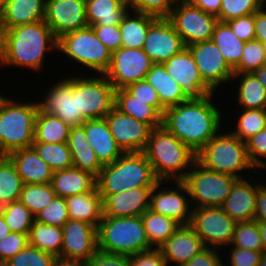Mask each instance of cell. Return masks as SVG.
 Masks as SVG:
<instances>
[{
	"label": "cell",
	"mask_w": 266,
	"mask_h": 266,
	"mask_svg": "<svg viewBox=\"0 0 266 266\" xmlns=\"http://www.w3.org/2000/svg\"><path fill=\"white\" fill-rule=\"evenodd\" d=\"M261 9V0H222L218 21L229 20L254 14Z\"/></svg>",
	"instance_id": "obj_47"
},
{
	"label": "cell",
	"mask_w": 266,
	"mask_h": 266,
	"mask_svg": "<svg viewBox=\"0 0 266 266\" xmlns=\"http://www.w3.org/2000/svg\"><path fill=\"white\" fill-rule=\"evenodd\" d=\"M55 256L29 244L8 261V266H53Z\"/></svg>",
	"instance_id": "obj_49"
},
{
	"label": "cell",
	"mask_w": 266,
	"mask_h": 266,
	"mask_svg": "<svg viewBox=\"0 0 266 266\" xmlns=\"http://www.w3.org/2000/svg\"><path fill=\"white\" fill-rule=\"evenodd\" d=\"M45 7L46 0H9L2 10L4 29L44 20Z\"/></svg>",
	"instance_id": "obj_30"
},
{
	"label": "cell",
	"mask_w": 266,
	"mask_h": 266,
	"mask_svg": "<svg viewBox=\"0 0 266 266\" xmlns=\"http://www.w3.org/2000/svg\"><path fill=\"white\" fill-rule=\"evenodd\" d=\"M67 144L72 155L73 167L97 177L104 165L97 158L81 125L70 128Z\"/></svg>",
	"instance_id": "obj_27"
},
{
	"label": "cell",
	"mask_w": 266,
	"mask_h": 266,
	"mask_svg": "<svg viewBox=\"0 0 266 266\" xmlns=\"http://www.w3.org/2000/svg\"><path fill=\"white\" fill-rule=\"evenodd\" d=\"M229 266H257L263 254L262 251H253L230 246ZM228 266V265H224Z\"/></svg>",
	"instance_id": "obj_56"
},
{
	"label": "cell",
	"mask_w": 266,
	"mask_h": 266,
	"mask_svg": "<svg viewBox=\"0 0 266 266\" xmlns=\"http://www.w3.org/2000/svg\"><path fill=\"white\" fill-rule=\"evenodd\" d=\"M145 80L155 88L165 108L178 105L190 98L166 71L163 64H153Z\"/></svg>",
	"instance_id": "obj_31"
},
{
	"label": "cell",
	"mask_w": 266,
	"mask_h": 266,
	"mask_svg": "<svg viewBox=\"0 0 266 266\" xmlns=\"http://www.w3.org/2000/svg\"><path fill=\"white\" fill-rule=\"evenodd\" d=\"M69 219L65 198L57 195L46 208L35 215V221L61 228Z\"/></svg>",
	"instance_id": "obj_48"
},
{
	"label": "cell",
	"mask_w": 266,
	"mask_h": 266,
	"mask_svg": "<svg viewBox=\"0 0 266 266\" xmlns=\"http://www.w3.org/2000/svg\"><path fill=\"white\" fill-rule=\"evenodd\" d=\"M186 48L182 38L167 18H158L147 32L143 51L153 64H163Z\"/></svg>",
	"instance_id": "obj_19"
},
{
	"label": "cell",
	"mask_w": 266,
	"mask_h": 266,
	"mask_svg": "<svg viewBox=\"0 0 266 266\" xmlns=\"http://www.w3.org/2000/svg\"><path fill=\"white\" fill-rule=\"evenodd\" d=\"M125 89L138 100L144 101L146 104L154 107L163 116L166 108L161 104L155 88L146 80L132 83Z\"/></svg>",
	"instance_id": "obj_52"
},
{
	"label": "cell",
	"mask_w": 266,
	"mask_h": 266,
	"mask_svg": "<svg viewBox=\"0 0 266 266\" xmlns=\"http://www.w3.org/2000/svg\"><path fill=\"white\" fill-rule=\"evenodd\" d=\"M254 220L266 222V184L265 183L257 190Z\"/></svg>",
	"instance_id": "obj_60"
},
{
	"label": "cell",
	"mask_w": 266,
	"mask_h": 266,
	"mask_svg": "<svg viewBox=\"0 0 266 266\" xmlns=\"http://www.w3.org/2000/svg\"><path fill=\"white\" fill-rule=\"evenodd\" d=\"M51 185L57 196L66 198L92 191L96 187V177L90 172L71 167L55 171Z\"/></svg>",
	"instance_id": "obj_28"
},
{
	"label": "cell",
	"mask_w": 266,
	"mask_h": 266,
	"mask_svg": "<svg viewBox=\"0 0 266 266\" xmlns=\"http://www.w3.org/2000/svg\"><path fill=\"white\" fill-rule=\"evenodd\" d=\"M97 38L111 51L121 48L122 39L119 25H92Z\"/></svg>",
	"instance_id": "obj_54"
},
{
	"label": "cell",
	"mask_w": 266,
	"mask_h": 266,
	"mask_svg": "<svg viewBox=\"0 0 266 266\" xmlns=\"http://www.w3.org/2000/svg\"><path fill=\"white\" fill-rule=\"evenodd\" d=\"M62 241L63 230L61 227L46 225L37 221H34L28 234L30 246L55 257L61 256Z\"/></svg>",
	"instance_id": "obj_36"
},
{
	"label": "cell",
	"mask_w": 266,
	"mask_h": 266,
	"mask_svg": "<svg viewBox=\"0 0 266 266\" xmlns=\"http://www.w3.org/2000/svg\"><path fill=\"white\" fill-rule=\"evenodd\" d=\"M203 81L215 92L220 84L232 81L234 71L213 40L188 46Z\"/></svg>",
	"instance_id": "obj_16"
},
{
	"label": "cell",
	"mask_w": 266,
	"mask_h": 266,
	"mask_svg": "<svg viewBox=\"0 0 266 266\" xmlns=\"http://www.w3.org/2000/svg\"><path fill=\"white\" fill-rule=\"evenodd\" d=\"M237 118V126L230 132L243 142L266 128L265 109H242Z\"/></svg>",
	"instance_id": "obj_43"
},
{
	"label": "cell",
	"mask_w": 266,
	"mask_h": 266,
	"mask_svg": "<svg viewBox=\"0 0 266 266\" xmlns=\"http://www.w3.org/2000/svg\"><path fill=\"white\" fill-rule=\"evenodd\" d=\"M88 26L119 25L131 10L124 0H85Z\"/></svg>",
	"instance_id": "obj_32"
},
{
	"label": "cell",
	"mask_w": 266,
	"mask_h": 266,
	"mask_svg": "<svg viewBox=\"0 0 266 266\" xmlns=\"http://www.w3.org/2000/svg\"><path fill=\"white\" fill-rule=\"evenodd\" d=\"M167 19L180 35L186 47L212 40L218 19L192 5L188 0H177Z\"/></svg>",
	"instance_id": "obj_10"
},
{
	"label": "cell",
	"mask_w": 266,
	"mask_h": 266,
	"mask_svg": "<svg viewBox=\"0 0 266 266\" xmlns=\"http://www.w3.org/2000/svg\"><path fill=\"white\" fill-rule=\"evenodd\" d=\"M257 266H266V254H262L260 261Z\"/></svg>",
	"instance_id": "obj_68"
},
{
	"label": "cell",
	"mask_w": 266,
	"mask_h": 266,
	"mask_svg": "<svg viewBox=\"0 0 266 266\" xmlns=\"http://www.w3.org/2000/svg\"><path fill=\"white\" fill-rule=\"evenodd\" d=\"M1 213L11 232L29 234L35 216L20 200L6 204Z\"/></svg>",
	"instance_id": "obj_44"
},
{
	"label": "cell",
	"mask_w": 266,
	"mask_h": 266,
	"mask_svg": "<svg viewBox=\"0 0 266 266\" xmlns=\"http://www.w3.org/2000/svg\"><path fill=\"white\" fill-rule=\"evenodd\" d=\"M77 76L78 113L87 119H102L114 108L115 88L104 74Z\"/></svg>",
	"instance_id": "obj_11"
},
{
	"label": "cell",
	"mask_w": 266,
	"mask_h": 266,
	"mask_svg": "<svg viewBox=\"0 0 266 266\" xmlns=\"http://www.w3.org/2000/svg\"><path fill=\"white\" fill-rule=\"evenodd\" d=\"M263 244V253L266 254V222L256 221Z\"/></svg>",
	"instance_id": "obj_65"
},
{
	"label": "cell",
	"mask_w": 266,
	"mask_h": 266,
	"mask_svg": "<svg viewBox=\"0 0 266 266\" xmlns=\"http://www.w3.org/2000/svg\"><path fill=\"white\" fill-rule=\"evenodd\" d=\"M23 185L15 165L7 156H0V200L3 204L18 201Z\"/></svg>",
	"instance_id": "obj_40"
},
{
	"label": "cell",
	"mask_w": 266,
	"mask_h": 266,
	"mask_svg": "<svg viewBox=\"0 0 266 266\" xmlns=\"http://www.w3.org/2000/svg\"><path fill=\"white\" fill-rule=\"evenodd\" d=\"M8 2L9 0H0V9L3 10Z\"/></svg>",
	"instance_id": "obj_69"
},
{
	"label": "cell",
	"mask_w": 266,
	"mask_h": 266,
	"mask_svg": "<svg viewBox=\"0 0 266 266\" xmlns=\"http://www.w3.org/2000/svg\"><path fill=\"white\" fill-rule=\"evenodd\" d=\"M98 251L132 256L152 249L141 216H103L97 227Z\"/></svg>",
	"instance_id": "obj_6"
},
{
	"label": "cell",
	"mask_w": 266,
	"mask_h": 266,
	"mask_svg": "<svg viewBox=\"0 0 266 266\" xmlns=\"http://www.w3.org/2000/svg\"><path fill=\"white\" fill-rule=\"evenodd\" d=\"M38 156L55 171L73 167L72 155L66 143L33 142Z\"/></svg>",
	"instance_id": "obj_41"
},
{
	"label": "cell",
	"mask_w": 266,
	"mask_h": 266,
	"mask_svg": "<svg viewBox=\"0 0 266 266\" xmlns=\"http://www.w3.org/2000/svg\"><path fill=\"white\" fill-rule=\"evenodd\" d=\"M124 1L130 3L132 0H124Z\"/></svg>",
	"instance_id": "obj_73"
},
{
	"label": "cell",
	"mask_w": 266,
	"mask_h": 266,
	"mask_svg": "<svg viewBox=\"0 0 266 266\" xmlns=\"http://www.w3.org/2000/svg\"><path fill=\"white\" fill-rule=\"evenodd\" d=\"M233 33L242 41L255 40V13L226 22Z\"/></svg>",
	"instance_id": "obj_55"
},
{
	"label": "cell",
	"mask_w": 266,
	"mask_h": 266,
	"mask_svg": "<svg viewBox=\"0 0 266 266\" xmlns=\"http://www.w3.org/2000/svg\"><path fill=\"white\" fill-rule=\"evenodd\" d=\"M57 51L96 74H104L111 64L112 52L97 38L91 26L62 35L58 38Z\"/></svg>",
	"instance_id": "obj_8"
},
{
	"label": "cell",
	"mask_w": 266,
	"mask_h": 266,
	"mask_svg": "<svg viewBox=\"0 0 266 266\" xmlns=\"http://www.w3.org/2000/svg\"><path fill=\"white\" fill-rule=\"evenodd\" d=\"M196 161L205 169L238 179H244L243 172L248 169H254L253 173L256 172L248 158L245 142L231 132H218L196 153Z\"/></svg>",
	"instance_id": "obj_7"
},
{
	"label": "cell",
	"mask_w": 266,
	"mask_h": 266,
	"mask_svg": "<svg viewBox=\"0 0 266 266\" xmlns=\"http://www.w3.org/2000/svg\"><path fill=\"white\" fill-rule=\"evenodd\" d=\"M7 157L15 165L23 184L51 183L54 171L38 156L33 147L16 150Z\"/></svg>",
	"instance_id": "obj_26"
},
{
	"label": "cell",
	"mask_w": 266,
	"mask_h": 266,
	"mask_svg": "<svg viewBox=\"0 0 266 266\" xmlns=\"http://www.w3.org/2000/svg\"><path fill=\"white\" fill-rule=\"evenodd\" d=\"M44 21L58 39L88 26L85 0H46Z\"/></svg>",
	"instance_id": "obj_18"
},
{
	"label": "cell",
	"mask_w": 266,
	"mask_h": 266,
	"mask_svg": "<svg viewBox=\"0 0 266 266\" xmlns=\"http://www.w3.org/2000/svg\"><path fill=\"white\" fill-rule=\"evenodd\" d=\"M53 266H87V260L57 256Z\"/></svg>",
	"instance_id": "obj_63"
},
{
	"label": "cell",
	"mask_w": 266,
	"mask_h": 266,
	"mask_svg": "<svg viewBox=\"0 0 266 266\" xmlns=\"http://www.w3.org/2000/svg\"><path fill=\"white\" fill-rule=\"evenodd\" d=\"M156 178L143 152L124 153L113 163L104 165L96 177L99 194H115L138 187H154Z\"/></svg>",
	"instance_id": "obj_5"
},
{
	"label": "cell",
	"mask_w": 266,
	"mask_h": 266,
	"mask_svg": "<svg viewBox=\"0 0 266 266\" xmlns=\"http://www.w3.org/2000/svg\"><path fill=\"white\" fill-rule=\"evenodd\" d=\"M164 182L167 183V181H158L151 190L149 209L175 220L181 226L189 225L192 206L186 185L183 181H172L175 183L174 188L164 187L162 189Z\"/></svg>",
	"instance_id": "obj_15"
},
{
	"label": "cell",
	"mask_w": 266,
	"mask_h": 266,
	"mask_svg": "<svg viewBox=\"0 0 266 266\" xmlns=\"http://www.w3.org/2000/svg\"><path fill=\"white\" fill-rule=\"evenodd\" d=\"M87 266H130V264L128 256L108 254L98 251L87 261Z\"/></svg>",
	"instance_id": "obj_59"
},
{
	"label": "cell",
	"mask_w": 266,
	"mask_h": 266,
	"mask_svg": "<svg viewBox=\"0 0 266 266\" xmlns=\"http://www.w3.org/2000/svg\"><path fill=\"white\" fill-rule=\"evenodd\" d=\"M38 103V108L49 115L58 117L70 127L80 126L87 119L78 113L77 77L61 78L49 88Z\"/></svg>",
	"instance_id": "obj_13"
},
{
	"label": "cell",
	"mask_w": 266,
	"mask_h": 266,
	"mask_svg": "<svg viewBox=\"0 0 266 266\" xmlns=\"http://www.w3.org/2000/svg\"><path fill=\"white\" fill-rule=\"evenodd\" d=\"M213 94L190 97L166 108L162 126L195 153L199 152L221 129L220 109L213 103ZM221 126V127H220Z\"/></svg>",
	"instance_id": "obj_1"
},
{
	"label": "cell",
	"mask_w": 266,
	"mask_h": 266,
	"mask_svg": "<svg viewBox=\"0 0 266 266\" xmlns=\"http://www.w3.org/2000/svg\"><path fill=\"white\" fill-rule=\"evenodd\" d=\"M152 189L153 187H138L115 194H100L103 216L113 218L141 216L149 209Z\"/></svg>",
	"instance_id": "obj_22"
},
{
	"label": "cell",
	"mask_w": 266,
	"mask_h": 266,
	"mask_svg": "<svg viewBox=\"0 0 266 266\" xmlns=\"http://www.w3.org/2000/svg\"><path fill=\"white\" fill-rule=\"evenodd\" d=\"M238 180L234 176L205 169L196 161L182 181L188 189L192 208H200L221 207Z\"/></svg>",
	"instance_id": "obj_9"
},
{
	"label": "cell",
	"mask_w": 266,
	"mask_h": 266,
	"mask_svg": "<svg viewBox=\"0 0 266 266\" xmlns=\"http://www.w3.org/2000/svg\"><path fill=\"white\" fill-rule=\"evenodd\" d=\"M177 0H132L130 9L144 14H150L157 18H167Z\"/></svg>",
	"instance_id": "obj_50"
},
{
	"label": "cell",
	"mask_w": 266,
	"mask_h": 266,
	"mask_svg": "<svg viewBox=\"0 0 266 266\" xmlns=\"http://www.w3.org/2000/svg\"><path fill=\"white\" fill-rule=\"evenodd\" d=\"M218 251L220 250L206 247L183 266H223L224 259H222V256L220 257Z\"/></svg>",
	"instance_id": "obj_58"
},
{
	"label": "cell",
	"mask_w": 266,
	"mask_h": 266,
	"mask_svg": "<svg viewBox=\"0 0 266 266\" xmlns=\"http://www.w3.org/2000/svg\"><path fill=\"white\" fill-rule=\"evenodd\" d=\"M56 196L51 183L48 184H24L20 201L35 216L41 210L46 208Z\"/></svg>",
	"instance_id": "obj_42"
},
{
	"label": "cell",
	"mask_w": 266,
	"mask_h": 266,
	"mask_svg": "<svg viewBox=\"0 0 266 266\" xmlns=\"http://www.w3.org/2000/svg\"><path fill=\"white\" fill-rule=\"evenodd\" d=\"M58 39L42 20L4 29L0 39V66L40 71L49 50L57 51ZM47 52V53H46Z\"/></svg>",
	"instance_id": "obj_2"
},
{
	"label": "cell",
	"mask_w": 266,
	"mask_h": 266,
	"mask_svg": "<svg viewBox=\"0 0 266 266\" xmlns=\"http://www.w3.org/2000/svg\"><path fill=\"white\" fill-rule=\"evenodd\" d=\"M245 144L247 155L252 166L257 171L259 169L264 170L266 168V162L264 161L266 159V128L247 139Z\"/></svg>",
	"instance_id": "obj_51"
},
{
	"label": "cell",
	"mask_w": 266,
	"mask_h": 266,
	"mask_svg": "<svg viewBox=\"0 0 266 266\" xmlns=\"http://www.w3.org/2000/svg\"><path fill=\"white\" fill-rule=\"evenodd\" d=\"M255 39L266 46V11L255 12Z\"/></svg>",
	"instance_id": "obj_61"
},
{
	"label": "cell",
	"mask_w": 266,
	"mask_h": 266,
	"mask_svg": "<svg viewBox=\"0 0 266 266\" xmlns=\"http://www.w3.org/2000/svg\"><path fill=\"white\" fill-rule=\"evenodd\" d=\"M143 153L159 181H182L196 162V153L162 125L151 130Z\"/></svg>",
	"instance_id": "obj_3"
},
{
	"label": "cell",
	"mask_w": 266,
	"mask_h": 266,
	"mask_svg": "<svg viewBox=\"0 0 266 266\" xmlns=\"http://www.w3.org/2000/svg\"><path fill=\"white\" fill-rule=\"evenodd\" d=\"M70 128L58 117L39 110L35 121L34 142L66 143Z\"/></svg>",
	"instance_id": "obj_37"
},
{
	"label": "cell",
	"mask_w": 266,
	"mask_h": 266,
	"mask_svg": "<svg viewBox=\"0 0 266 266\" xmlns=\"http://www.w3.org/2000/svg\"><path fill=\"white\" fill-rule=\"evenodd\" d=\"M61 256L90 260L98 252L97 228L89 223L69 219L62 227Z\"/></svg>",
	"instance_id": "obj_20"
},
{
	"label": "cell",
	"mask_w": 266,
	"mask_h": 266,
	"mask_svg": "<svg viewBox=\"0 0 266 266\" xmlns=\"http://www.w3.org/2000/svg\"><path fill=\"white\" fill-rule=\"evenodd\" d=\"M3 32H4L3 14H2V10L0 9V39L2 38Z\"/></svg>",
	"instance_id": "obj_67"
},
{
	"label": "cell",
	"mask_w": 266,
	"mask_h": 266,
	"mask_svg": "<svg viewBox=\"0 0 266 266\" xmlns=\"http://www.w3.org/2000/svg\"><path fill=\"white\" fill-rule=\"evenodd\" d=\"M252 74L258 79L259 82H261L266 91V65H263L257 70L253 71Z\"/></svg>",
	"instance_id": "obj_64"
},
{
	"label": "cell",
	"mask_w": 266,
	"mask_h": 266,
	"mask_svg": "<svg viewBox=\"0 0 266 266\" xmlns=\"http://www.w3.org/2000/svg\"><path fill=\"white\" fill-rule=\"evenodd\" d=\"M131 11L126 13L119 24L122 39L121 47L142 49L149 27L158 18L150 14Z\"/></svg>",
	"instance_id": "obj_33"
},
{
	"label": "cell",
	"mask_w": 266,
	"mask_h": 266,
	"mask_svg": "<svg viewBox=\"0 0 266 266\" xmlns=\"http://www.w3.org/2000/svg\"><path fill=\"white\" fill-rule=\"evenodd\" d=\"M130 266H168L158 248L129 256Z\"/></svg>",
	"instance_id": "obj_57"
},
{
	"label": "cell",
	"mask_w": 266,
	"mask_h": 266,
	"mask_svg": "<svg viewBox=\"0 0 266 266\" xmlns=\"http://www.w3.org/2000/svg\"><path fill=\"white\" fill-rule=\"evenodd\" d=\"M10 233V227L6 224L2 213H0V240L6 238Z\"/></svg>",
	"instance_id": "obj_66"
},
{
	"label": "cell",
	"mask_w": 266,
	"mask_h": 266,
	"mask_svg": "<svg viewBox=\"0 0 266 266\" xmlns=\"http://www.w3.org/2000/svg\"><path fill=\"white\" fill-rule=\"evenodd\" d=\"M110 132L124 153L143 152L152 128L115 107L106 115Z\"/></svg>",
	"instance_id": "obj_17"
},
{
	"label": "cell",
	"mask_w": 266,
	"mask_h": 266,
	"mask_svg": "<svg viewBox=\"0 0 266 266\" xmlns=\"http://www.w3.org/2000/svg\"><path fill=\"white\" fill-rule=\"evenodd\" d=\"M28 245V235L11 232L0 240V261H8Z\"/></svg>",
	"instance_id": "obj_53"
},
{
	"label": "cell",
	"mask_w": 266,
	"mask_h": 266,
	"mask_svg": "<svg viewBox=\"0 0 266 266\" xmlns=\"http://www.w3.org/2000/svg\"><path fill=\"white\" fill-rule=\"evenodd\" d=\"M266 65V46L259 40L245 43L239 64L233 69L234 73H252Z\"/></svg>",
	"instance_id": "obj_45"
},
{
	"label": "cell",
	"mask_w": 266,
	"mask_h": 266,
	"mask_svg": "<svg viewBox=\"0 0 266 266\" xmlns=\"http://www.w3.org/2000/svg\"><path fill=\"white\" fill-rule=\"evenodd\" d=\"M141 218L148 241L153 248H159L181 226L175 220L150 209H147Z\"/></svg>",
	"instance_id": "obj_38"
},
{
	"label": "cell",
	"mask_w": 266,
	"mask_h": 266,
	"mask_svg": "<svg viewBox=\"0 0 266 266\" xmlns=\"http://www.w3.org/2000/svg\"><path fill=\"white\" fill-rule=\"evenodd\" d=\"M89 144L103 164L116 161L124 154L112 136L105 118L86 120L82 125Z\"/></svg>",
	"instance_id": "obj_25"
},
{
	"label": "cell",
	"mask_w": 266,
	"mask_h": 266,
	"mask_svg": "<svg viewBox=\"0 0 266 266\" xmlns=\"http://www.w3.org/2000/svg\"><path fill=\"white\" fill-rule=\"evenodd\" d=\"M265 2H266V0H261V9L264 11H266V9H265L266 5H264V4H266Z\"/></svg>",
	"instance_id": "obj_70"
},
{
	"label": "cell",
	"mask_w": 266,
	"mask_h": 266,
	"mask_svg": "<svg viewBox=\"0 0 266 266\" xmlns=\"http://www.w3.org/2000/svg\"><path fill=\"white\" fill-rule=\"evenodd\" d=\"M38 103L0 96V156L32 147Z\"/></svg>",
	"instance_id": "obj_4"
},
{
	"label": "cell",
	"mask_w": 266,
	"mask_h": 266,
	"mask_svg": "<svg viewBox=\"0 0 266 266\" xmlns=\"http://www.w3.org/2000/svg\"><path fill=\"white\" fill-rule=\"evenodd\" d=\"M205 248L200 237L187 225L180 226L158 249L168 266L172 263H176V266H183Z\"/></svg>",
	"instance_id": "obj_24"
},
{
	"label": "cell",
	"mask_w": 266,
	"mask_h": 266,
	"mask_svg": "<svg viewBox=\"0 0 266 266\" xmlns=\"http://www.w3.org/2000/svg\"><path fill=\"white\" fill-rule=\"evenodd\" d=\"M229 246L263 252V244L256 221L238 222Z\"/></svg>",
	"instance_id": "obj_46"
},
{
	"label": "cell",
	"mask_w": 266,
	"mask_h": 266,
	"mask_svg": "<svg viewBox=\"0 0 266 266\" xmlns=\"http://www.w3.org/2000/svg\"><path fill=\"white\" fill-rule=\"evenodd\" d=\"M152 65L153 62L143 49L121 47L112 52L110 67L104 75L118 90L145 80Z\"/></svg>",
	"instance_id": "obj_14"
},
{
	"label": "cell",
	"mask_w": 266,
	"mask_h": 266,
	"mask_svg": "<svg viewBox=\"0 0 266 266\" xmlns=\"http://www.w3.org/2000/svg\"><path fill=\"white\" fill-rule=\"evenodd\" d=\"M239 79L237 101L241 109H265L266 91L261 82L252 73H234L232 81Z\"/></svg>",
	"instance_id": "obj_35"
},
{
	"label": "cell",
	"mask_w": 266,
	"mask_h": 266,
	"mask_svg": "<svg viewBox=\"0 0 266 266\" xmlns=\"http://www.w3.org/2000/svg\"><path fill=\"white\" fill-rule=\"evenodd\" d=\"M236 225L237 222L220 207L192 208L189 226L206 247L217 249L228 247Z\"/></svg>",
	"instance_id": "obj_12"
},
{
	"label": "cell",
	"mask_w": 266,
	"mask_h": 266,
	"mask_svg": "<svg viewBox=\"0 0 266 266\" xmlns=\"http://www.w3.org/2000/svg\"><path fill=\"white\" fill-rule=\"evenodd\" d=\"M114 107L136 120L148 124L152 129L162 125V115L154 107L131 95L125 88L115 90Z\"/></svg>",
	"instance_id": "obj_34"
},
{
	"label": "cell",
	"mask_w": 266,
	"mask_h": 266,
	"mask_svg": "<svg viewBox=\"0 0 266 266\" xmlns=\"http://www.w3.org/2000/svg\"><path fill=\"white\" fill-rule=\"evenodd\" d=\"M4 206H5V205H4L3 202L0 200V213L2 212Z\"/></svg>",
	"instance_id": "obj_71"
},
{
	"label": "cell",
	"mask_w": 266,
	"mask_h": 266,
	"mask_svg": "<svg viewBox=\"0 0 266 266\" xmlns=\"http://www.w3.org/2000/svg\"><path fill=\"white\" fill-rule=\"evenodd\" d=\"M212 40L228 65L234 69L239 64L246 42L240 40L226 22L220 21L215 25Z\"/></svg>",
	"instance_id": "obj_39"
},
{
	"label": "cell",
	"mask_w": 266,
	"mask_h": 266,
	"mask_svg": "<svg viewBox=\"0 0 266 266\" xmlns=\"http://www.w3.org/2000/svg\"><path fill=\"white\" fill-rule=\"evenodd\" d=\"M71 220L89 223L96 228L103 218L102 197L97 187L92 191L65 198Z\"/></svg>",
	"instance_id": "obj_29"
},
{
	"label": "cell",
	"mask_w": 266,
	"mask_h": 266,
	"mask_svg": "<svg viewBox=\"0 0 266 266\" xmlns=\"http://www.w3.org/2000/svg\"><path fill=\"white\" fill-rule=\"evenodd\" d=\"M192 5L202 9L204 12L218 16L222 0H188Z\"/></svg>",
	"instance_id": "obj_62"
},
{
	"label": "cell",
	"mask_w": 266,
	"mask_h": 266,
	"mask_svg": "<svg viewBox=\"0 0 266 266\" xmlns=\"http://www.w3.org/2000/svg\"><path fill=\"white\" fill-rule=\"evenodd\" d=\"M166 71L189 97H203L214 91L203 81L188 47L163 63Z\"/></svg>",
	"instance_id": "obj_21"
},
{
	"label": "cell",
	"mask_w": 266,
	"mask_h": 266,
	"mask_svg": "<svg viewBox=\"0 0 266 266\" xmlns=\"http://www.w3.org/2000/svg\"><path fill=\"white\" fill-rule=\"evenodd\" d=\"M0 266H8V263L6 261H0Z\"/></svg>",
	"instance_id": "obj_72"
},
{
	"label": "cell",
	"mask_w": 266,
	"mask_h": 266,
	"mask_svg": "<svg viewBox=\"0 0 266 266\" xmlns=\"http://www.w3.org/2000/svg\"><path fill=\"white\" fill-rule=\"evenodd\" d=\"M249 177L250 179H239L233 185L230 194L220 207L237 223L254 220L257 190L264 184V182L257 184L251 173Z\"/></svg>",
	"instance_id": "obj_23"
}]
</instances>
